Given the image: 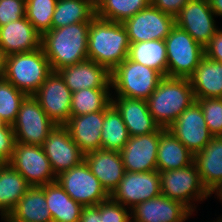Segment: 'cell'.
Listing matches in <instances>:
<instances>
[{
    "mask_svg": "<svg viewBox=\"0 0 222 222\" xmlns=\"http://www.w3.org/2000/svg\"><path fill=\"white\" fill-rule=\"evenodd\" d=\"M90 23L79 22L50 29L41 36V47L52 71L57 72L63 67L88 59Z\"/></svg>",
    "mask_w": 222,
    "mask_h": 222,
    "instance_id": "1",
    "label": "cell"
},
{
    "mask_svg": "<svg viewBox=\"0 0 222 222\" xmlns=\"http://www.w3.org/2000/svg\"><path fill=\"white\" fill-rule=\"evenodd\" d=\"M130 41L123 23L95 17L88 33V59L113 71L128 56Z\"/></svg>",
    "mask_w": 222,
    "mask_h": 222,
    "instance_id": "2",
    "label": "cell"
},
{
    "mask_svg": "<svg viewBox=\"0 0 222 222\" xmlns=\"http://www.w3.org/2000/svg\"><path fill=\"white\" fill-rule=\"evenodd\" d=\"M146 101L154 120L168 129L196 99L189 78L166 76Z\"/></svg>",
    "mask_w": 222,
    "mask_h": 222,
    "instance_id": "3",
    "label": "cell"
},
{
    "mask_svg": "<svg viewBox=\"0 0 222 222\" xmlns=\"http://www.w3.org/2000/svg\"><path fill=\"white\" fill-rule=\"evenodd\" d=\"M52 72L42 47L5 58L4 79L26 95H33Z\"/></svg>",
    "mask_w": 222,
    "mask_h": 222,
    "instance_id": "4",
    "label": "cell"
},
{
    "mask_svg": "<svg viewBox=\"0 0 222 222\" xmlns=\"http://www.w3.org/2000/svg\"><path fill=\"white\" fill-rule=\"evenodd\" d=\"M162 78L158 71L126 58L111 71V87L116 96L147 100Z\"/></svg>",
    "mask_w": 222,
    "mask_h": 222,
    "instance_id": "5",
    "label": "cell"
},
{
    "mask_svg": "<svg viewBox=\"0 0 222 222\" xmlns=\"http://www.w3.org/2000/svg\"><path fill=\"white\" fill-rule=\"evenodd\" d=\"M164 41L167 52V77L189 78L205 56L204 47L176 25Z\"/></svg>",
    "mask_w": 222,
    "mask_h": 222,
    "instance_id": "6",
    "label": "cell"
},
{
    "mask_svg": "<svg viewBox=\"0 0 222 222\" xmlns=\"http://www.w3.org/2000/svg\"><path fill=\"white\" fill-rule=\"evenodd\" d=\"M159 174L161 194L181 202L192 212L196 209L193 201H202L211 196L203 185L195 162L176 170L161 171Z\"/></svg>",
    "mask_w": 222,
    "mask_h": 222,
    "instance_id": "7",
    "label": "cell"
},
{
    "mask_svg": "<svg viewBox=\"0 0 222 222\" xmlns=\"http://www.w3.org/2000/svg\"><path fill=\"white\" fill-rule=\"evenodd\" d=\"M56 181L71 199L82 206H95L110 198L85 160L73 168L61 172Z\"/></svg>",
    "mask_w": 222,
    "mask_h": 222,
    "instance_id": "8",
    "label": "cell"
},
{
    "mask_svg": "<svg viewBox=\"0 0 222 222\" xmlns=\"http://www.w3.org/2000/svg\"><path fill=\"white\" fill-rule=\"evenodd\" d=\"M55 126L33 95H27L21 102L17 119L12 124L16 142L40 146Z\"/></svg>",
    "mask_w": 222,
    "mask_h": 222,
    "instance_id": "9",
    "label": "cell"
},
{
    "mask_svg": "<svg viewBox=\"0 0 222 222\" xmlns=\"http://www.w3.org/2000/svg\"><path fill=\"white\" fill-rule=\"evenodd\" d=\"M9 164L25 178L31 187L56 182L57 176L40 145L16 142Z\"/></svg>",
    "mask_w": 222,
    "mask_h": 222,
    "instance_id": "10",
    "label": "cell"
},
{
    "mask_svg": "<svg viewBox=\"0 0 222 222\" xmlns=\"http://www.w3.org/2000/svg\"><path fill=\"white\" fill-rule=\"evenodd\" d=\"M160 195L161 184L158 170L146 172L125 171L122 180L111 193L110 198L131 210L137 204Z\"/></svg>",
    "mask_w": 222,
    "mask_h": 222,
    "instance_id": "11",
    "label": "cell"
},
{
    "mask_svg": "<svg viewBox=\"0 0 222 222\" xmlns=\"http://www.w3.org/2000/svg\"><path fill=\"white\" fill-rule=\"evenodd\" d=\"M125 26L130 43L165 40L175 26V17L162 12L151 3L131 18Z\"/></svg>",
    "mask_w": 222,
    "mask_h": 222,
    "instance_id": "12",
    "label": "cell"
},
{
    "mask_svg": "<svg viewBox=\"0 0 222 222\" xmlns=\"http://www.w3.org/2000/svg\"><path fill=\"white\" fill-rule=\"evenodd\" d=\"M33 97L55 125L63 126L69 120L72 92L58 72L53 71Z\"/></svg>",
    "mask_w": 222,
    "mask_h": 222,
    "instance_id": "13",
    "label": "cell"
},
{
    "mask_svg": "<svg viewBox=\"0 0 222 222\" xmlns=\"http://www.w3.org/2000/svg\"><path fill=\"white\" fill-rule=\"evenodd\" d=\"M208 0H189L175 16V25L205 47L219 29Z\"/></svg>",
    "mask_w": 222,
    "mask_h": 222,
    "instance_id": "14",
    "label": "cell"
},
{
    "mask_svg": "<svg viewBox=\"0 0 222 222\" xmlns=\"http://www.w3.org/2000/svg\"><path fill=\"white\" fill-rule=\"evenodd\" d=\"M168 130L194 155L214 137L207 128L202 108L196 101L176 118Z\"/></svg>",
    "mask_w": 222,
    "mask_h": 222,
    "instance_id": "15",
    "label": "cell"
},
{
    "mask_svg": "<svg viewBox=\"0 0 222 222\" xmlns=\"http://www.w3.org/2000/svg\"><path fill=\"white\" fill-rule=\"evenodd\" d=\"M42 147L56 176L84 161L85 154L64 126L56 125Z\"/></svg>",
    "mask_w": 222,
    "mask_h": 222,
    "instance_id": "16",
    "label": "cell"
},
{
    "mask_svg": "<svg viewBox=\"0 0 222 222\" xmlns=\"http://www.w3.org/2000/svg\"><path fill=\"white\" fill-rule=\"evenodd\" d=\"M164 130V128H160L157 132L130 137L119 152L125 171L146 172L157 170L159 135Z\"/></svg>",
    "mask_w": 222,
    "mask_h": 222,
    "instance_id": "17",
    "label": "cell"
},
{
    "mask_svg": "<svg viewBox=\"0 0 222 222\" xmlns=\"http://www.w3.org/2000/svg\"><path fill=\"white\" fill-rule=\"evenodd\" d=\"M131 222H185L193 212L179 201L162 194L131 209Z\"/></svg>",
    "mask_w": 222,
    "mask_h": 222,
    "instance_id": "18",
    "label": "cell"
},
{
    "mask_svg": "<svg viewBox=\"0 0 222 222\" xmlns=\"http://www.w3.org/2000/svg\"><path fill=\"white\" fill-rule=\"evenodd\" d=\"M71 92L85 88L110 89L111 72L95 61L86 59L57 71Z\"/></svg>",
    "mask_w": 222,
    "mask_h": 222,
    "instance_id": "19",
    "label": "cell"
},
{
    "mask_svg": "<svg viewBox=\"0 0 222 222\" xmlns=\"http://www.w3.org/2000/svg\"><path fill=\"white\" fill-rule=\"evenodd\" d=\"M41 47V35L26 16L0 27V49L5 56L30 52Z\"/></svg>",
    "mask_w": 222,
    "mask_h": 222,
    "instance_id": "20",
    "label": "cell"
},
{
    "mask_svg": "<svg viewBox=\"0 0 222 222\" xmlns=\"http://www.w3.org/2000/svg\"><path fill=\"white\" fill-rule=\"evenodd\" d=\"M116 97L111 98V103L120 112L130 137L147 135L161 128L150 114L146 100Z\"/></svg>",
    "mask_w": 222,
    "mask_h": 222,
    "instance_id": "21",
    "label": "cell"
},
{
    "mask_svg": "<svg viewBox=\"0 0 222 222\" xmlns=\"http://www.w3.org/2000/svg\"><path fill=\"white\" fill-rule=\"evenodd\" d=\"M84 160L105 191L111 195L125 173L120 153L99 149L86 153Z\"/></svg>",
    "mask_w": 222,
    "mask_h": 222,
    "instance_id": "22",
    "label": "cell"
},
{
    "mask_svg": "<svg viewBox=\"0 0 222 222\" xmlns=\"http://www.w3.org/2000/svg\"><path fill=\"white\" fill-rule=\"evenodd\" d=\"M104 111L70 116L63 125L80 150L86 154L101 149Z\"/></svg>",
    "mask_w": 222,
    "mask_h": 222,
    "instance_id": "23",
    "label": "cell"
},
{
    "mask_svg": "<svg viewBox=\"0 0 222 222\" xmlns=\"http://www.w3.org/2000/svg\"><path fill=\"white\" fill-rule=\"evenodd\" d=\"M194 162L203 185L211 194L217 193L222 187V136L213 137L194 155Z\"/></svg>",
    "mask_w": 222,
    "mask_h": 222,
    "instance_id": "24",
    "label": "cell"
},
{
    "mask_svg": "<svg viewBox=\"0 0 222 222\" xmlns=\"http://www.w3.org/2000/svg\"><path fill=\"white\" fill-rule=\"evenodd\" d=\"M189 80L195 98H222V63L204 56Z\"/></svg>",
    "mask_w": 222,
    "mask_h": 222,
    "instance_id": "25",
    "label": "cell"
},
{
    "mask_svg": "<svg viewBox=\"0 0 222 222\" xmlns=\"http://www.w3.org/2000/svg\"><path fill=\"white\" fill-rule=\"evenodd\" d=\"M8 216L16 222H52L44 185L30 187Z\"/></svg>",
    "mask_w": 222,
    "mask_h": 222,
    "instance_id": "26",
    "label": "cell"
},
{
    "mask_svg": "<svg viewBox=\"0 0 222 222\" xmlns=\"http://www.w3.org/2000/svg\"><path fill=\"white\" fill-rule=\"evenodd\" d=\"M192 154L168 129L159 135L157 170H176L191 165Z\"/></svg>",
    "mask_w": 222,
    "mask_h": 222,
    "instance_id": "27",
    "label": "cell"
},
{
    "mask_svg": "<svg viewBox=\"0 0 222 222\" xmlns=\"http://www.w3.org/2000/svg\"><path fill=\"white\" fill-rule=\"evenodd\" d=\"M44 193L52 222H79L83 206L71 199L57 181L44 185Z\"/></svg>",
    "mask_w": 222,
    "mask_h": 222,
    "instance_id": "28",
    "label": "cell"
},
{
    "mask_svg": "<svg viewBox=\"0 0 222 222\" xmlns=\"http://www.w3.org/2000/svg\"><path fill=\"white\" fill-rule=\"evenodd\" d=\"M31 186L9 163L0 170V215L5 217Z\"/></svg>",
    "mask_w": 222,
    "mask_h": 222,
    "instance_id": "29",
    "label": "cell"
},
{
    "mask_svg": "<svg viewBox=\"0 0 222 222\" xmlns=\"http://www.w3.org/2000/svg\"><path fill=\"white\" fill-rule=\"evenodd\" d=\"M128 59L158 71L167 76V52L164 40L130 43Z\"/></svg>",
    "mask_w": 222,
    "mask_h": 222,
    "instance_id": "30",
    "label": "cell"
},
{
    "mask_svg": "<svg viewBox=\"0 0 222 222\" xmlns=\"http://www.w3.org/2000/svg\"><path fill=\"white\" fill-rule=\"evenodd\" d=\"M130 135L117 108L111 103L104 110V121L101 131V149L120 152Z\"/></svg>",
    "mask_w": 222,
    "mask_h": 222,
    "instance_id": "31",
    "label": "cell"
},
{
    "mask_svg": "<svg viewBox=\"0 0 222 222\" xmlns=\"http://www.w3.org/2000/svg\"><path fill=\"white\" fill-rule=\"evenodd\" d=\"M96 17V9L85 0H58L51 29L79 22H91Z\"/></svg>",
    "mask_w": 222,
    "mask_h": 222,
    "instance_id": "32",
    "label": "cell"
},
{
    "mask_svg": "<svg viewBox=\"0 0 222 222\" xmlns=\"http://www.w3.org/2000/svg\"><path fill=\"white\" fill-rule=\"evenodd\" d=\"M111 94L110 89L85 88L73 92L70 116L104 111L111 104Z\"/></svg>",
    "mask_w": 222,
    "mask_h": 222,
    "instance_id": "33",
    "label": "cell"
},
{
    "mask_svg": "<svg viewBox=\"0 0 222 222\" xmlns=\"http://www.w3.org/2000/svg\"><path fill=\"white\" fill-rule=\"evenodd\" d=\"M150 3L151 0H104L96 9V16L108 21L124 23Z\"/></svg>",
    "mask_w": 222,
    "mask_h": 222,
    "instance_id": "34",
    "label": "cell"
},
{
    "mask_svg": "<svg viewBox=\"0 0 222 222\" xmlns=\"http://www.w3.org/2000/svg\"><path fill=\"white\" fill-rule=\"evenodd\" d=\"M58 0H26L25 16L42 36L51 29L52 17Z\"/></svg>",
    "mask_w": 222,
    "mask_h": 222,
    "instance_id": "35",
    "label": "cell"
},
{
    "mask_svg": "<svg viewBox=\"0 0 222 222\" xmlns=\"http://www.w3.org/2000/svg\"><path fill=\"white\" fill-rule=\"evenodd\" d=\"M27 95L5 79L0 80V119L12 125L18 115L21 102Z\"/></svg>",
    "mask_w": 222,
    "mask_h": 222,
    "instance_id": "36",
    "label": "cell"
},
{
    "mask_svg": "<svg viewBox=\"0 0 222 222\" xmlns=\"http://www.w3.org/2000/svg\"><path fill=\"white\" fill-rule=\"evenodd\" d=\"M203 111L207 128L214 137L222 136V98H195Z\"/></svg>",
    "mask_w": 222,
    "mask_h": 222,
    "instance_id": "37",
    "label": "cell"
},
{
    "mask_svg": "<svg viewBox=\"0 0 222 222\" xmlns=\"http://www.w3.org/2000/svg\"><path fill=\"white\" fill-rule=\"evenodd\" d=\"M129 211L131 210L111 198L100 202L102 222H131V213Z\"/></svg>",
    "mask_w": 222,
    "mask_h": 222,
    "instance_id": "38",
    "label": "cell"
},
{
    "mask_svg": "<svg viewBox=\"0 0 222 222\" xmlns=\"http://www.w3.org/2000/svg\"><path fill=\"white\" fill-rule=\"evenodd\" d=\"M26 0H0V27L25 17Z\"/></svg>",
    "mask_w": 222,
    "mask_h": 222,
    "instance_id": "39",
    "label": "cell"
},
{
    "mask_svg": "<svg viewBox=\"0 0 222 222\" xmlns=\"http://www.w3.org/2000/svg\"><path fill=\"white\" fill-rule=\"evenodd\" d=\"M16 143L13 127L4 123L0 127V159L9 163L12 158L14 146Z\"/></svg>",
    "mask_w": 222,
    "mask_h": 222,
    "instance_id": "40",
    "label": "cell"
},
{
    "mask_svg": "<svg viewBox=\"0 0 222 222\" xmlns=\"http://www.w3.org/2000/svg\"><path fill=\"white\" fill-rule=\"evenodd\" d=\"M205 56L222 63V30L218 29L210 42L204 47Z\"/></svg>",
    "mask_w": 222,
    "mask_h": 222,
    "instance_id": "41",
    "label": "cell"
},
{
    "mask_svg": "<svg viewBox=\"0 0 222 222\" xmlns=\"http://www.w3.org/2000/svg\"><path fill=\"white\" fill-rule=\"evenodd\" d=\"M189 0H151V4L162 12L176 16Z\"/></svg>",
    "mask_w": 222,
    "mask_h": 222,
    "instance_id": "42",
    "label": "cell"
},
{
    "mask_svg": "<svg viewBox=\"0 0 222 222\" xmlns=\"http://www.w3.org/2000/svg\"><path fill=\"white\" fill-rule=\"evenodd\" d=\"M79 222H102L100 203L95 206H83Z\"/></svg>",
    "mask_w": 222,
    "mask_h": 222,
    "instance_id": "43",
    "label": "cell"
},
{
    "mask_svg": "<svg viewBox=\"0 0 222 222\" xmlns=\"http://www.w3.org/2000/svg\"><path fill=\"white\" fill-rule=\"evenodd\" d=\"M210 7L216 16H222V0H208Z\"/></svg>",
    "mask_w": 222,
    "mask_h": 222,
    "instance_id": "44",
    "label": "cell"
},
{
    "mask_svg": "<svg viewBox=\"0 0 222 222\" xmlns=\"http://www.w3.org/2000/svg\"><path fill=\"white\" fill-rule=\"evenodd\" d=\"M5 54L3 51L0 49V80L4 79L5 75Z\"/></svg>",
    "mask_w": 222,
    "mask_h": 222,
    "instance_id": "45",
    "label": "cell"
},
{
    "mask_svg": "<svg viewBox=\"0 0 222 222\" xmlns=\"http://www.w3.org/2000/svg\"><path fill=\"white\" fill-rule=\"evenodd\" d=\"M88 3H90L95 9L99 7V5L104 1V0H85Z\"/></svg>",
    "mask_w": 222,
    "mask_h": 222,
    "instance_id": "46",
    "label": "cell"
},
{
    "mask_svg": "<svg viewBox=\"0 0 222 222\" xmlns=\"http://www.w3.org/2000/svg\"><path fill=\"white\" fill-rule=\"evenodd\" d=\"M1 220H4L5 222H16V221L12 220L8 215L1 218Z\"/></svg>",
    "mask_w": 222,
    "mask_h": 222,
    "instance_id": "47",
    "label": "cell"
},
{
    "mask_svg": "<svg viewBox=\"0 0 222 222\" xmlns=\"http://www.w3.org/2000/svg\"><path fill=\"white\" fill-rule=\"evenodd\" d=\"M216 194H217V198L219 197V199L221 201L222 200V187H221V189H219V191Z\"/></svg>",
    "mask_w": 222,
    "mask_h": 222,
    "instance_id": "48",
    "label": "cell"
},
{
    "mask_svg": "<svg viewBox=\"0 0 222 222\" xmlns=\"http://www.w3.org/2000/svg\"><path fill=\"white\" fill-rule=\"evenodd\" d=\"M5 164H6V163L0 159V170L2 169V167H3Z\"/></svg>",
    "mask_w": 222,
    "mask_h": 222,
    "instance_id": "49",
    "label": "cell"
},
{
    "mask_svg": "<svg viewBox=\"0 0 222 222\" xmlns=\"http://www.w3.org/2000/svg\"><path fill=\"white\" fill-rule=\"evenodd\" d=\"M4 124V122L0 119V127Z\"/></svg>",
    "mask_w": 222,
    "mask_h": 222,
    "instance_id": "50",
    "label": "cell"
},
{
    "mask_svg": "<svg viewBox=\"0 0 222 222\" xmlns=\"http://www.w3.org/2000/svg\"><path fill=\"white\" fill-rule=\"evenodd\" d=\"M215 222V221H214ZM216 222H222V218H219Z\"/></svg>",
    "mask_w": 222,
    "mask_h": 222,
    "instance_id": "51",
    "label": "cell"
}]
</instances>
